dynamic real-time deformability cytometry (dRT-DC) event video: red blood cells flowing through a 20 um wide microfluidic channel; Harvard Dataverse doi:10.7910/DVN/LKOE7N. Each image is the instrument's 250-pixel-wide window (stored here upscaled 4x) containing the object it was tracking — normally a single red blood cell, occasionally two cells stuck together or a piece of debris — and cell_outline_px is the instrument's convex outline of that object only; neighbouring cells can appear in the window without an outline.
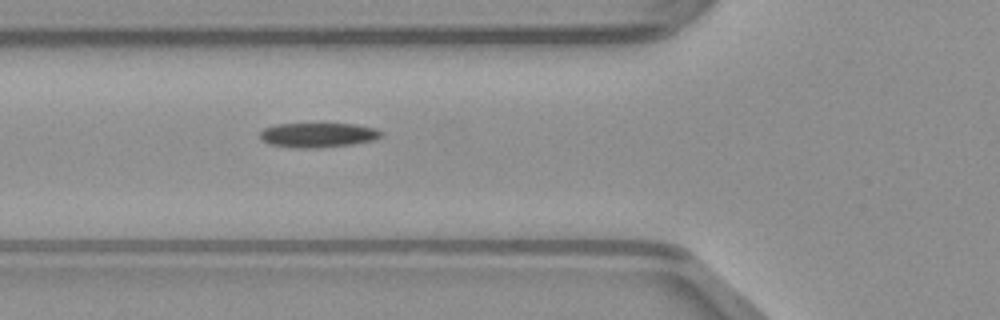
{"species": "common noctule bat (a hibernating species)", "species_latin": "Nyctalus noctula", "temperature_condition": "warm", "stored_images_in_passage": 34, "camera_frame_rate_fps": 3000, "um_per_image_px": 0.085, "animal": {"sex": "male", "body_mass_g": 23.1, "forearm_length_mm": 52.7}, "frame": {"image": 1, "passage_image": 6, "time_ms": 1.667, "image_size_px": [1000, 320], "cell_outline_px": [[384, 136], [372, 140], [352, 144], [316, 148], [292, 148], [268, 144], [260, 140], [260, 132], [264, 128], [276, 124], [356, 124], [376, 128], [384, 132]], "centroid_in_image_um": [27.02, 11.48], "position_along_channel_um": 98.8, "area_um2": 17.57}}